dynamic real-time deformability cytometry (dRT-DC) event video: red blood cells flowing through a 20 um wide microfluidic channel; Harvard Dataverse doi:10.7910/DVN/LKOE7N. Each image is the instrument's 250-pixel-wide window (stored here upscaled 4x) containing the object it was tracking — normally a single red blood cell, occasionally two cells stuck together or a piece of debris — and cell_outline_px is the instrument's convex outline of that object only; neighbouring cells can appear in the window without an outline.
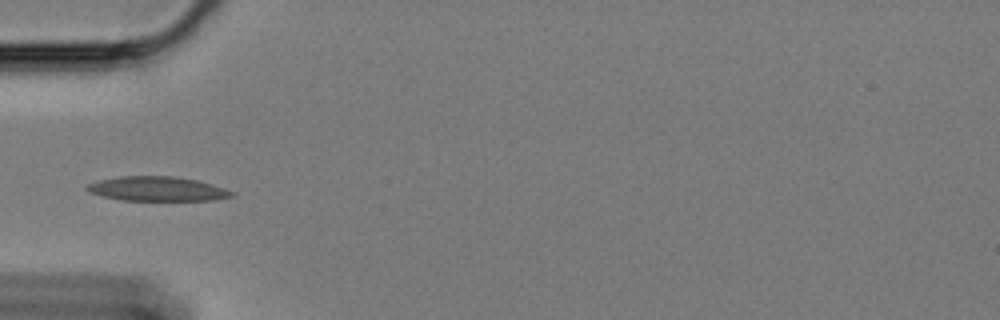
{"species": "Egyptian fruit bat (a non-hibernating species)", "species_latin": "Rousettus aegyptiacus", "temperature_condition": "cold", "stored_images_in_passage": 41, "camera_frame_rate_fps": 3000, "um_per_image_px": 0.085, "animal": {"sex": "female"}, "frame": {"image": 1, "passage_image": 1, "time_ms": 0.0, "image_size_px": [1000, 320], "cell_outline_px": [[232, 196], [212, 200], [120, 200], [100, 196], [88, 192], [84, 188], [88, 184], [100, 180], [120, 176], [172, 176], [196, 180], [212, 184], [224, 188], [232, 192]], "centroid_in_image_um": [13.29, 16.05], "position_along_channel_um": 71.7, "area_um2": 20.46}}
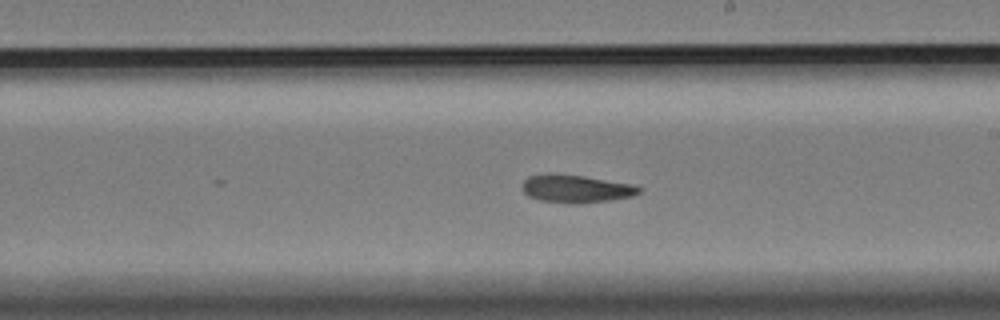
{"frame": {"image": 2, "passage_image": 16, "time_ms": 5.0, "image_size_px": [1000, 320], "cell_outline_px": [[644, 188], [640, 192], [632, 196], [608, 200], [580, 204], [572, 204], [540, 200], [528, 196], [524, 192], [524, 180], [528, 176], [552, 172], [584, 176], [632, 184]], "centroid_in_image_um": [48.96, 16.03], "position_along_channel_um": 240.0, "area_um2": 19.07}}
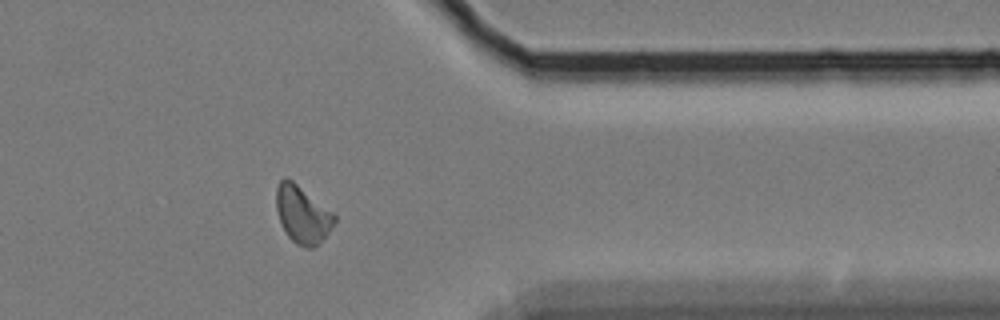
{"frame": {"image": 3, "passage_image": 30, "time_ms": 9.667, "image_size_px": [1000, 320], "cell_outline_px": [[336, 220], [328, 232], [312, 248], [304, 248], [296, 244], [288, 236], [280, 220], [276, 208], [276, 188], [280, 180], [284, 176], [292, 180], [332, 212], [336, 216]], "centroid_in_image_um": [25.68, 18.21], "position_along_channel_um": 385.7, "area_um2": 19.02}, "authors_computed_cell_mechanics": {"area_um2": 18.785, "velocity_mm_per_s": 3.3617, "shape_relaxation_time_tau1_ms": 8.6653, "shape_relaxation_time_tau2_ms": 3.8932, "deformation_change_tau1": 0.1828, "deformation_change_tau2": 0.0887}}